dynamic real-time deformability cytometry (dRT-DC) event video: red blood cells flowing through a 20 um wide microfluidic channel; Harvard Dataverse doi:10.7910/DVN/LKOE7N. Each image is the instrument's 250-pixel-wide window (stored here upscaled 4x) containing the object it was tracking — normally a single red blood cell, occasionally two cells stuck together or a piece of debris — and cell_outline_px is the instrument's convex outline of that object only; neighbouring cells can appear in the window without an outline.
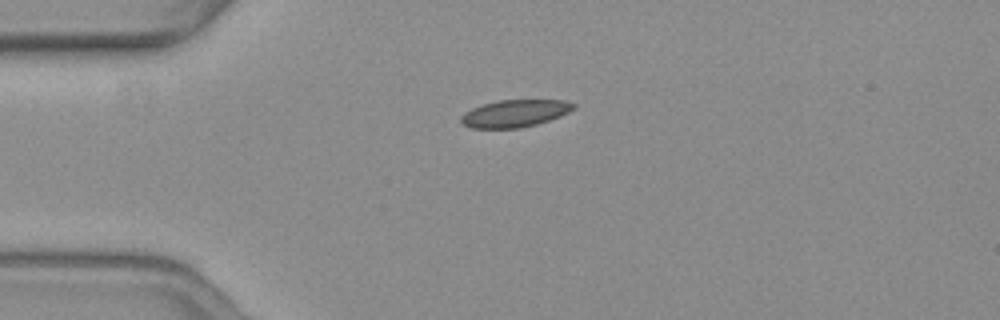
{"species": "common noctule bat (a hibernating species)", "species_latin": "Nyctalus noctula", "temperature_condition": "warm", "stored_images_in_passage": 38, "camera_frame_rate_fps": 3000, "um_per_image_px": 0.085, "animal": {"sex": "female", "body_mass_g": 19.3, "forearm_length_mm": 54.1}, "frame": {"image": 1, "passage_image": 1, "time_ms": 0.0, "image_size_px": [1000, 320], "cell_outline_px": [[576, 108], [560, 116], [536, 124], [520, 128], [472, 128], [464, 124], [460, 120], [460, 116], [464, 112], [472, 108], [484, 104], [500, 100], [564, 100], [576, 104]], "centroid_in_image_um": [43.77, 9.63], "position_along_channel_um": 41.2, "area_um2": 17.8}}
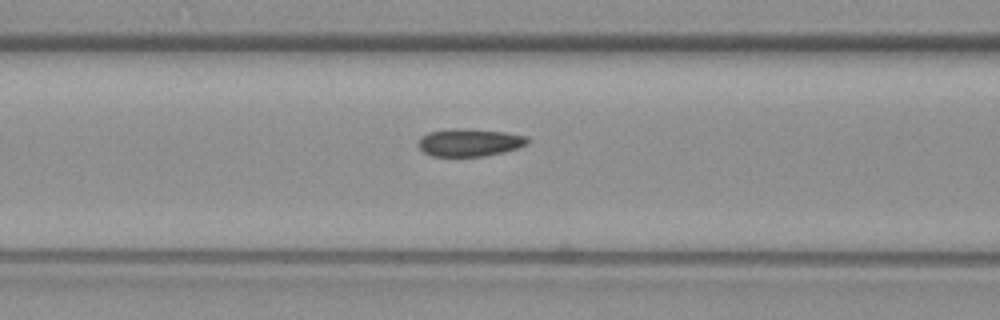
{"frame": {"image": 2, "passage_image": 10, "time_ms": 3.0, "image_size_px": [1000, 320], "cell_outline_px": [[532, 140], [528, 144], [504, 152], [484, 156], [432, 156], [424, 152], [420, 148], [420, 136], [428, 132], [452, 128], [464, 128], [504, 132], [528, 136]], "centroid_in_image_um": [39.95, 12.1], "position_along_channel_um": 126.7, "area_um2": 17.69}}
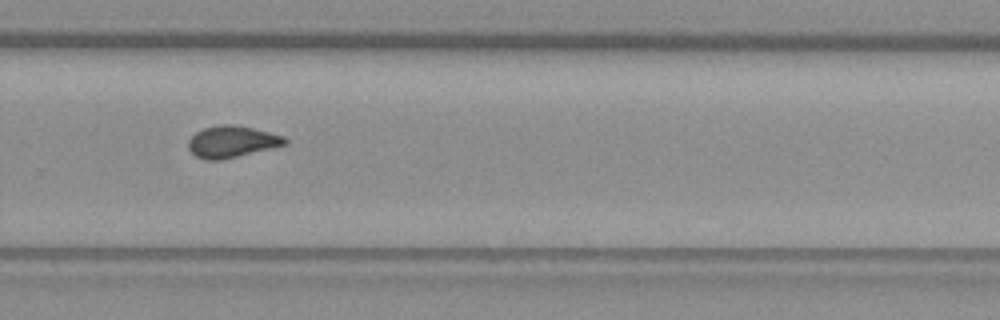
{"frame": {"image": 3, "passage_image": 25, "time_ms": 8.0, "image_size_px": [1000, 320], "cell_outline_px": [[288, 144], [272, 148], [220, 160], [204, 160], [196, 156], [188, 148], [188, 140], [196, 132], [204, 128], [220, 124], [236, 124], [284, 136], [288, 140]], "centroid_in_image_um": [19.71, 12.04], "position_along_channel_um": 310.1, "area_um2": 17.8}}